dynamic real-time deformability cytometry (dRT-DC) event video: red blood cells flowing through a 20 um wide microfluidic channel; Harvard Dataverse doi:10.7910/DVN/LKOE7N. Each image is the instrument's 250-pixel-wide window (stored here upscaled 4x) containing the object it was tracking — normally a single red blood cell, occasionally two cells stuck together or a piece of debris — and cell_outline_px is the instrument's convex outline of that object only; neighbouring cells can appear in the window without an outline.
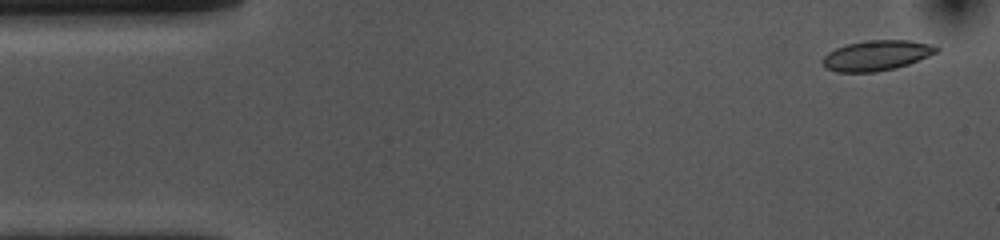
{"species": "common noctule bat (a hibernating species)", "species_latin": "Nyctalus noctula", "temperature_condition": "cold", "stored_images_in_passage": 53, "camera_frame_rate_fps": 3000, "um_per_image_px": 0.085, "animal": {"sex": "female", "body_mass_g": 10.0, "forearm_length_mm": 53.1}, "frame": {"image": 1, "passage_image": 2, "time_ms": 0.333, "image_size_px": [1000, 240], "cell_outline_px": [[940, 48], [936, 52], [928, 56], [908, 64], [896, 68], [876, 72], [836, 72], [828, 68], [820, 60], [828, 52], [836, 48], [848, 44], [864, 40], [908, 40], [928, 44]], "centroid_in_image_um": [74.48, 4.71], "position_along_channel_um": 10.5, "area_um2": 19.88}}
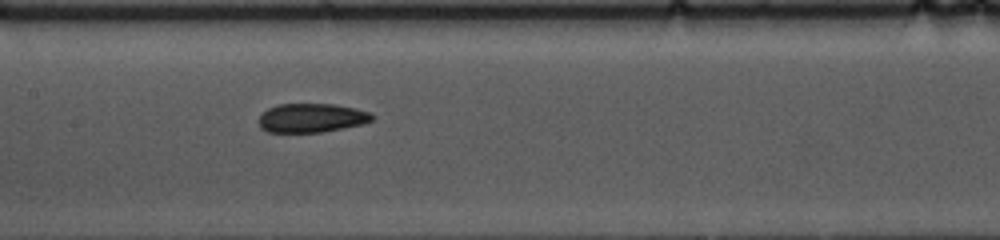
{"frame": {"image": 2, "passage_image": 24, "time_ms": 7.667, "image_size_px": [1000, 240], "cell_outline_px": [[376, 116], [372, 120], [364, 124], [320, 132], [268, 132], [260, 128], [260, 116], [268, 108], [280, 104], [336, 104], [356, 108], [368, 112]], "centroid_in_image_um": [26.51, 10.02], "position_along_channel_um": 180.9, "area_um2": 19.07}}
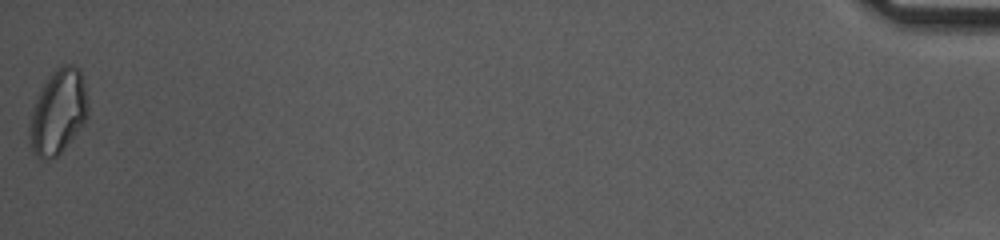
{"frame": {"image": 3, "passage_image": 53, "time_ms": 17.333, "image_size_px": [1000, 240], "cell_outline_px": [[88, 116], [84, 124], [64, 148], [56, 156], [48, 160], [40, 160], [36, 156], [32, 148], [28, 132], [28, 128], [32, 108], [48, 76], [60, 64], [72, 64], [80, 68], [88, 100]], "centroid_in_image_um": [4.95, 9.5], "position_along_channel_um": 430.3, "area_um2": 28.96}, "authors_computed_cell_mechanics": {"area_um2": 20.1144, "velocity_mm_per_s": 3.6663, "shape_relaxation_time_tau1_ms": 6.2553, "shape_relaxation_time_tau2_ms": 2.9676, "deformation_change_tau1": 0.1183, "deformation_change_tau2": 0.0811}}